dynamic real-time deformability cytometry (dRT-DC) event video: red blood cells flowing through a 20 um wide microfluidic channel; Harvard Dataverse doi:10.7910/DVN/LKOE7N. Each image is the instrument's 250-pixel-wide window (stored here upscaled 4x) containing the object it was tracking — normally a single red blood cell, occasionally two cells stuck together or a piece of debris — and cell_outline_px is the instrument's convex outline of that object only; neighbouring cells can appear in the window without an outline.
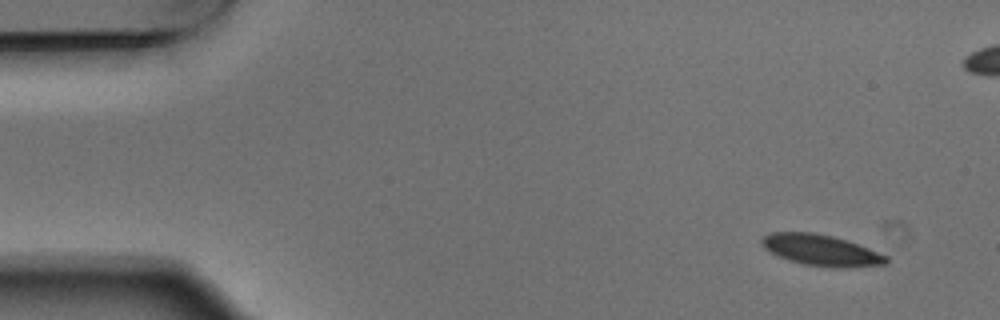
{"species": "Egyptian fruit bat (a non-hibernating species)", "species_latin": "Rousettus aegyptiacus", "temperature_condition": "warm", "stored_images_in_passage": 3, "camera_frame_rate_fps": 3000, "um_per_image_px": 0.085, "animal": {"sex": "male"}, "frame": {"image": 1, "passage_image": 1, "time_ms": 0.0, "image_size_px": [1000, 320], "cell_outline_px": [[888, 264], [852, 268], [836, 268], [804, 264], [788, 260], [776, 256], [764, 248], [760, 244], [760, 240], [764, 236], [772, 232], [812, 232], [832, 236], [868, 248], [888, 256]], "centroid_in_image_um": [69.78, 21.28], "position_along_channel_um": 15.2, "area_um2": 22.66}}